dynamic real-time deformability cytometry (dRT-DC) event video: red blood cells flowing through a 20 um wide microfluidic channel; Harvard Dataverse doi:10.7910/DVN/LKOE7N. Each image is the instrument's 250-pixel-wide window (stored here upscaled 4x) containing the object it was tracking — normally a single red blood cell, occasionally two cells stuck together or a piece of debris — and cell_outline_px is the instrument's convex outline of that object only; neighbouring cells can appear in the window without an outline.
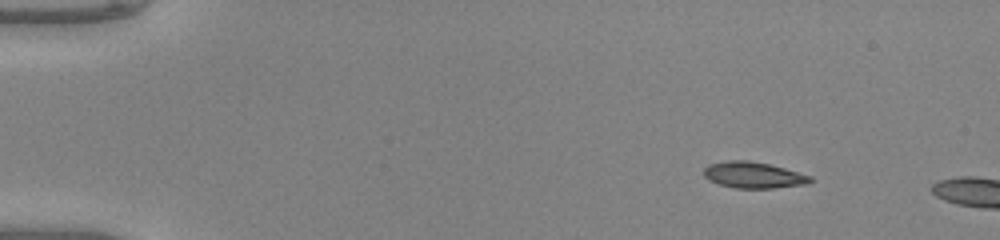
{"species": "common noctule bat (a hibernating species)", "species_latin": "Nyctalus noctula", "temperature_condition": "warm", "stored_images_in_passage": 5, "camera_frame_rate_fps": 3000, "um_per_image_px": 0.085, "animal": {"sex": "male", "body_mass_g": 20.0, "forearm_length_mm": 53.3}, "frame": {"image": 1, "passage_image": 1, "time_ms": 0.0, "image_size_px": [1000, 240], "cell_outline_px": [[812, 180], [796, 184], [768, 188], [740, 188], [724, 184], [712, 180], [704, 172], [704, 168], [712, 164], [768, 164], [808, 176]], "centroid_in_image_um": [64.06, 14.93], "position_along_channel_um": 20.9, "area_um2": 13.93}}